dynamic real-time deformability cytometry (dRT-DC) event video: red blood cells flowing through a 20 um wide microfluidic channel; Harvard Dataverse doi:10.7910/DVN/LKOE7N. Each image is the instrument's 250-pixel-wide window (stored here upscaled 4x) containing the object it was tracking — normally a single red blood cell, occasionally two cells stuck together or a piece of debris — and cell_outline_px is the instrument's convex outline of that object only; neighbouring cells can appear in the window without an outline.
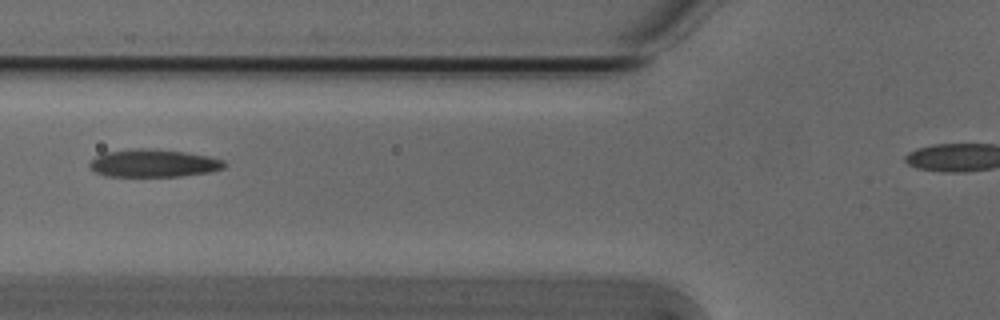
{"species": "Egyptian fruit bat (a non-hibernating species)", "species_latin": "Rousettus aegyptiacus", "temperature_condition": "cold", "stored_images_in_passage": 33, "camera_frame_rate_fps": 3000, "um_per_image_px": 0.085, "animal": {"sex": "male"}, "frame": {"image": 1, "passage_image": 6, "time_ms": 1.667, "image_size_px": [1000, 320], "cell_outline_px": [[228, 164], [224, 168], [208, 172], [180, 176], [104, 176], [96, 172], [88, 164], [96, 156], [104, 152], [136, 148], [148, 148], [184, 152], [208, 156], [224, 160]], "centroid_in_image_um": [13.05, 13.87], "position_along_channel_um": 112.7, "area_um2": 21.73}}
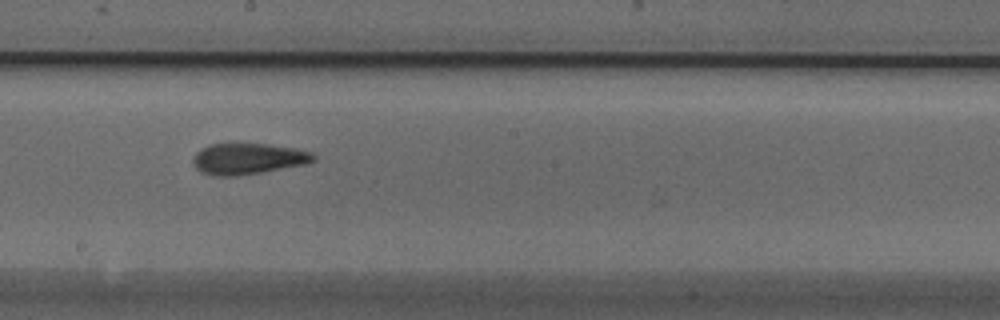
{"frame": {"image": 2, "passage_image": 15, "time_ms": 4.667, "image_size_px": [1000, 320], "cell_outline_px": [[316, 160], [304, 164], [264, 172], [236, 176], [212, 176], [200, 172], [196, 168], [192, 160], [196, 152], [208, 144], [268, 144], [296, 148], [312, 152], [316, 156]], "centroid_in_image_um": [21.08, 13.5], "position_along_channel_um": 227.1, "area_um2": 21.96}}
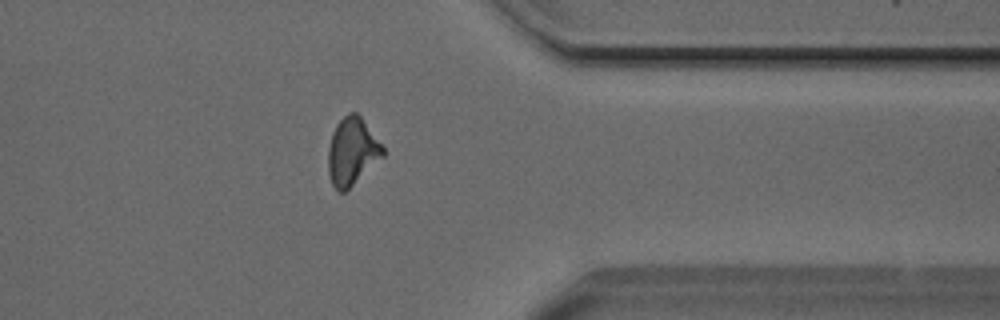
{"frame": {"image": 3, "passage_image": 28, "time_ms": 9.0, "image_size_px": [1000, 320], "cell_outline_px": [[384, 156], [344, 192], [340, 192], [332, 184], [328, 172], [328, 148], [332, 132], [336, 124], [348, 112], [356, 112], [360, 116], [384, 148]], "centroid_in_image_um": [29.91, 12.86], "position_along_channel_um": 381.5, "area_um2": 21.21}, "authors_computed_cell_mechanics": {"area_um2": 21.5594, "velocity_mm_per_s": 3.8142, "shape_relaxation_time_tau1_ms": 6.2878, "shape_relaxation_time_tau2_ms": 2.7766, "deformation_change_tau1": 0.178, "deformation_change_tau2": 0.1042}}